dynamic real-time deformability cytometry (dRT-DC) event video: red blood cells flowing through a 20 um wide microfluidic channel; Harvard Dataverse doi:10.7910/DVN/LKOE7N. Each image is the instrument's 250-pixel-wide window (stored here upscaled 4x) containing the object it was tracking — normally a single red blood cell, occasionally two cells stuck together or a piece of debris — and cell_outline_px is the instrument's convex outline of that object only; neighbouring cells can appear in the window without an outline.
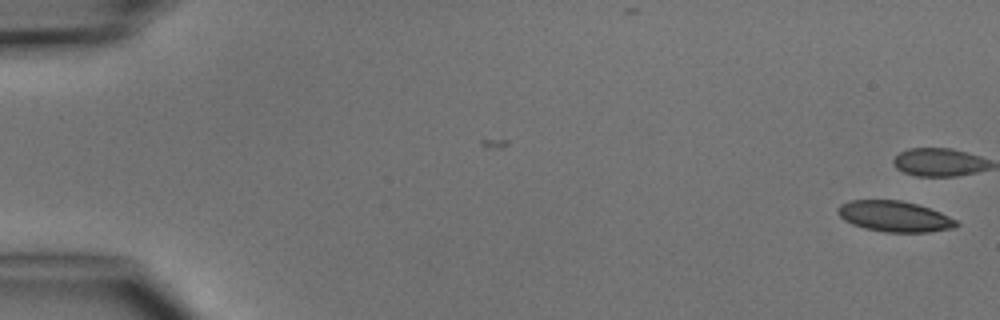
{"species": "common noctule bat (a hibernating species)", "species_latin": "Nyctalus noctula", "temperature_condition": "cold", "stored_images_in_passage": 2, "camera_frame_rate_fps": 3000, "um_per_image_px": 0.085, "animal": {"sex": "male", "body_mass_g": 15.6}, "frame": {"image": 1, "passage_image": 2, "time_ms": 1.0, "image_size_px": [1000, 320], "cell_outline_px": [[960, 224], [952, 228], [928, 232], [884, 232], [864, 228], [852, 224], [844, 220], [836, 212], [836, 208], [840, 204], [848, 200], [900, 200], [916, 204], [940, 212], [956, 220]], "centroid_in_image_um": [75.98, 18.39], "position_along_channel_um": 9.0, "area_um2": 21.27}}